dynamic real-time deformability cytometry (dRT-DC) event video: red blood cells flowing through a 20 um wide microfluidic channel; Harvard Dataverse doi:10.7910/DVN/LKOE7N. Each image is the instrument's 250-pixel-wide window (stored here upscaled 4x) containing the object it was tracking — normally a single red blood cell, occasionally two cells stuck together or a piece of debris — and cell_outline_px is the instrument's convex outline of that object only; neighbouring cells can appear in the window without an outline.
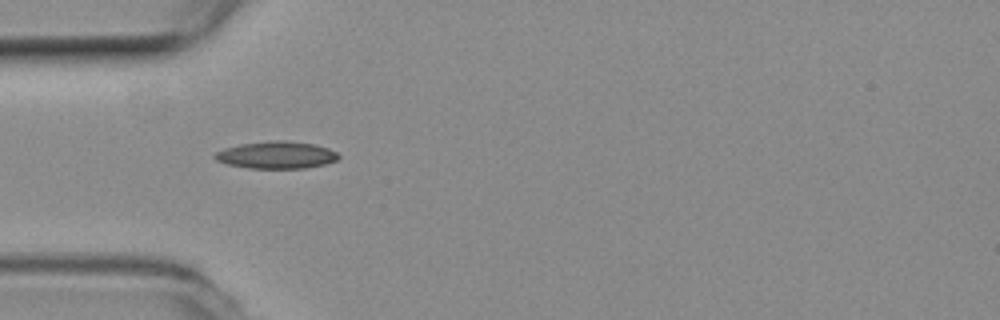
{"species": "common noctule bat (a hibernating species)", "species_latin": "Nyctalus noctula", "temperature_condition": "room temperature", "stored_images_in_passage": 3, "camera_frame_rate_fps": 3000, "um_per_image_px": 0.085, "animal": {"sex": "female", "body_mass_g": 19.3, "forearm_length_mm": 54.1}, "frame": {"image": 1, "passage_image": 3, "time_ms": 0.667, "image_size_px": [1000, 320], "cell_outline_px": [[340, 156], [336, 160], [324, 164], [304, 168], [248, 168], [228, 164], [216, 160], [212, 156], [216, 152], [224, 148], [240, 144], [272, 140], [288, 140], [316, 144], [328, 148], [336, 152]], "centroid_in_image_um": [23.49, 13.16], "position_along_channel_um": 61.5, "area_um2": 19.65}}